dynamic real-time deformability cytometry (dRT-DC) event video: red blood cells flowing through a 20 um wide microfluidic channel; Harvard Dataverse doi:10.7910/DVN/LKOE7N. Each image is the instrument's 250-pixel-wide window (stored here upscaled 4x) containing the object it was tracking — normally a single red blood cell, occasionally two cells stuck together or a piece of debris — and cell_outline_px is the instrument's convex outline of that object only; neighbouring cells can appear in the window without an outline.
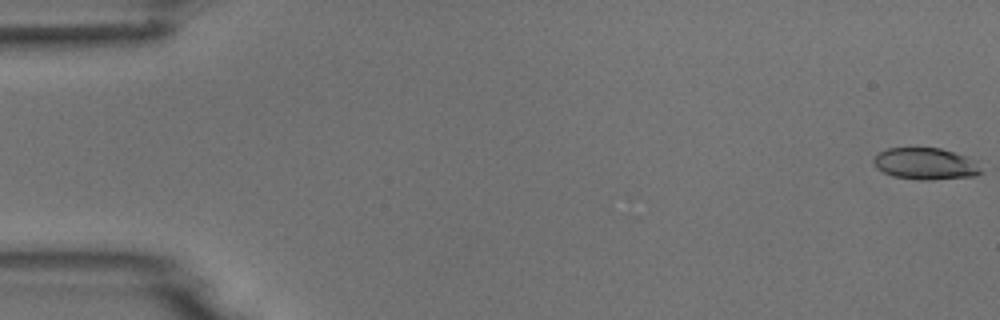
{"species": "common noctule bat (a hibernating species)", "species_latin": "Nyctalus noctula", "temperature_condition": "room temperature", "stored_images_in_passage": 4, "camera_frame_rate_fps": 3000, "um_per_image_px": 0.085, "animal": {"sex": "male", "body_mass_g": 18.8}, "frame": {"image": 1, "passage_image": 1, "time_ms": 0.0, "image_size_px": [1000, 320], "cell_outline_px": [[980, 172], [976, 176], [932, 180], [920, 180], [892, 176], [876, 168], [872, 160], [880, 152], [888, 148], [940, 148], [968, 156], [976, 160], [980, 168]], "centroid_in_image_um": [78.68, 13.92], "position_along_channel_um": 6.3, "area_um2": 19.94}}
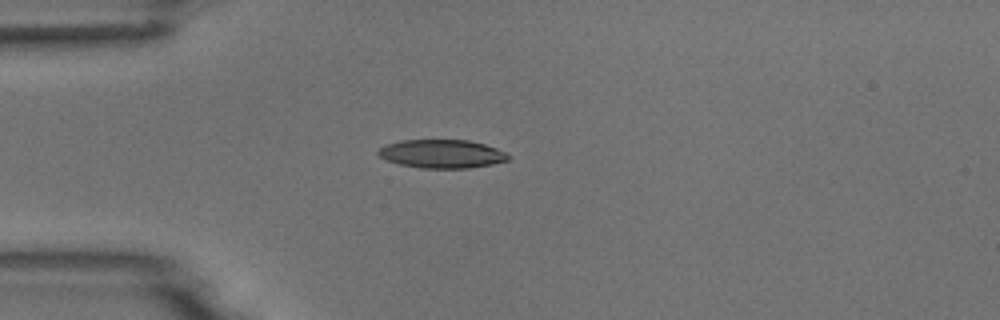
{"frame": {"image": 2, "passage_image": 4, "time_ms": 4.667, "image_size_px": [1000, 320], "cell_outline_px": [[508, 160], [492, 164], [468, 168], [420, 168], [400, 164], [388, 160], [380, 156], [376, 152], [384, 144], [400, 140], [468, 140], [484, 144], [496, 148], [504, 152], [508, 156]], "centroid_in_image_um": [37.52, 13.07], "position_along_channel_um": 47.5, "area_um2": 21.44}}